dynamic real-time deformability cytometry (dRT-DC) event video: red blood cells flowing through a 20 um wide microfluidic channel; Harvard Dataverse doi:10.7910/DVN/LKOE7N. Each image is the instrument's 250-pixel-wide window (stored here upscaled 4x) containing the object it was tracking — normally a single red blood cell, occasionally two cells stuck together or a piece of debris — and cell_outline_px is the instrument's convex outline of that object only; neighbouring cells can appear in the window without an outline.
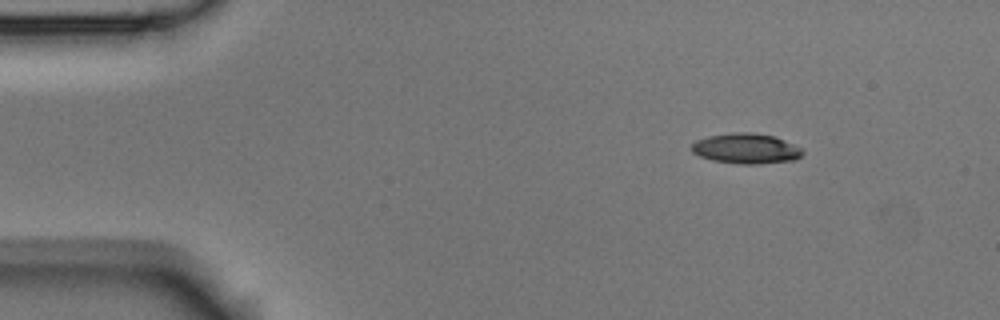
{"species": "Egyptian fruit bat (a non-hibernating species)", "species_latin": "Rousettus aegyptiacus", "temperature_condition": "room temperature", "stored_images_in_passage": 3, "camera_frame_rate_fps": 3000, "um_per_image_px": 0.085, "animal": {"sex": "male"}, "frame": {"image": 1, "passage_image": 1, "time_ms": 0.0, "image_size_px": [1000, 320], "cell_outline_px": [[804, 152], [796, 160], [760, 164], [736, 164], [712, 160], [700, 156], [692, 152], [688, 148], [696, 140], [708, 136], [732, 132], [752, 132], [772, 136], [784, 140], [804, 148]], "centroid_in_image_um": [63.41, 12.63], "position_along_channel_um": 21.6, "area_um2": 19.88}}